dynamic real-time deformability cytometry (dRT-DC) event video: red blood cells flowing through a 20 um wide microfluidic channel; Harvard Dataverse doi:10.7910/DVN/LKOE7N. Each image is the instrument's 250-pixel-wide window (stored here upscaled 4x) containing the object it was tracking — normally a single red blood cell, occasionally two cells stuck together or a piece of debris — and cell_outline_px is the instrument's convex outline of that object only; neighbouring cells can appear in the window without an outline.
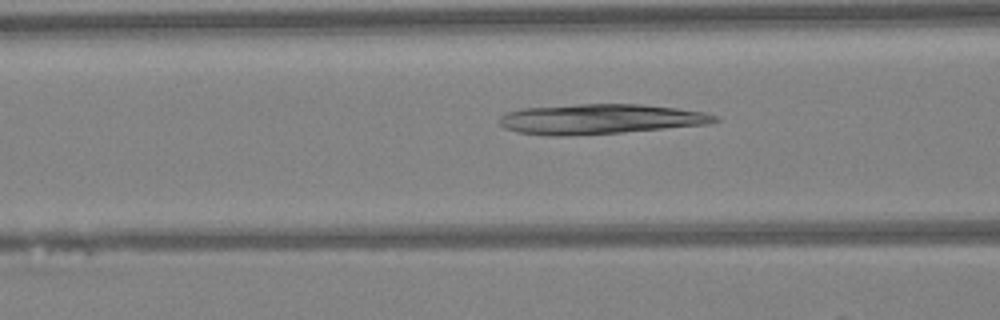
{"species": "Egyptian fruit bat (a non-hibernating species)", "species_latin": "Rousettus aegyptiacus", "temperature_condition": "warm", "stored_images_in_passage": 10, "camera_frame_rate_fps": 3000, "um_per_image_px": 0.085, "animal": {"sex": "female"}, "frame": {"image": 1, "passage_image": 5, "time_ms": 1.333, "image_size_px": [1000, 320], "cell_outline_px": [[720, 120], [708, 124], [620, 132], [568, 136], [552, 136], [516, 132], [504, 128], [496, 120], [504, 112], [520, 108], [576, 104], [640, 104], [676, 108], [708, 112], [720, 116]], "centroid_in_image_um": [50.96, 10.11], "position_along_channel_um": 115.6, "area_um2": 38.03}}